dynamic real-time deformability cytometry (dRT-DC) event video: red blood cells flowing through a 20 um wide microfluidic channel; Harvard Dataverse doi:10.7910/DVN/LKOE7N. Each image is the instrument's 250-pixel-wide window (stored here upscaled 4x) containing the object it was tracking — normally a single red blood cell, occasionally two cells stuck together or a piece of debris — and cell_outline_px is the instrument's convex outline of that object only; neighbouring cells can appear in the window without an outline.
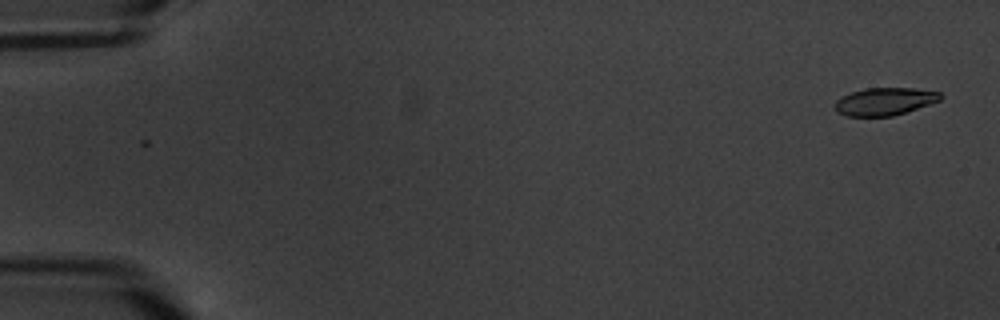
{"species": "common noctule bat (a hibernating species)", "species_latin": "Nyctalus noctula", "temperature_condition": "warm", "stored_images_in_passage": 2, "camera_frame_rate_fps": 3000, "um_per_image_px": 0.085, "animal": {"sex": "male", "body_mass_g": 20.1, "forearm_length_mm": 53.5}, "frame": {"image": 1, "passage_image": 2, "time_ms": 1.333, "image_size_px": [1000, 320], "cell_outline_px": [[944, 96], [940, 100], [892, 116], [848, 116], [836, 112], [836, 100], [852, 92], [864, 88], [916, 88], [940, 92]], "centroid_in_image_um": [75.21, 8.61], "position_along_channel_um": 9.8, "area_um2": 16.76}}